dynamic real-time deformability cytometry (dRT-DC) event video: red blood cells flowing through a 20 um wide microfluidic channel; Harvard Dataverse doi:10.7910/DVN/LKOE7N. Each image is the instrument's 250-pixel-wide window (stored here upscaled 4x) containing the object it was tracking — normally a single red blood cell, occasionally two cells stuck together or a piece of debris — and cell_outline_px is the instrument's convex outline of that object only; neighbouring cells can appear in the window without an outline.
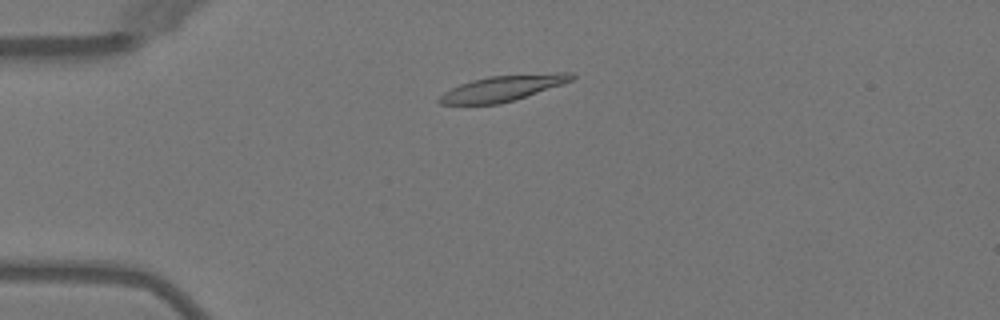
{"species": "Egyptian fruit bat (a non-hibernating species)", "species_latin": "Rousettus aegyptiacus", "temperature_condition": "warm", "stored_images_in_passage": 2, "camera_frame_rate_fps": 3000, "um_per_image_px": 0.085, "animal": {"sex": "female"}, "frame": {"image": 1, "passage_image": 1, "time_ms": 0.0, "image_size_px": [1000, 320], "cell_outline_px": [[576, 76], [572, 80], [564, 84], [516, 100], [500, 104], [440, 104], [436, 100], [444, 92], [460, 84], [472, 80], [488, 76], [556, 72], [572, 72]], "centroid_in_image_um": [42.79, 7.49], "position_along_channel_um": 42.2, "area_um2": 20.06}}